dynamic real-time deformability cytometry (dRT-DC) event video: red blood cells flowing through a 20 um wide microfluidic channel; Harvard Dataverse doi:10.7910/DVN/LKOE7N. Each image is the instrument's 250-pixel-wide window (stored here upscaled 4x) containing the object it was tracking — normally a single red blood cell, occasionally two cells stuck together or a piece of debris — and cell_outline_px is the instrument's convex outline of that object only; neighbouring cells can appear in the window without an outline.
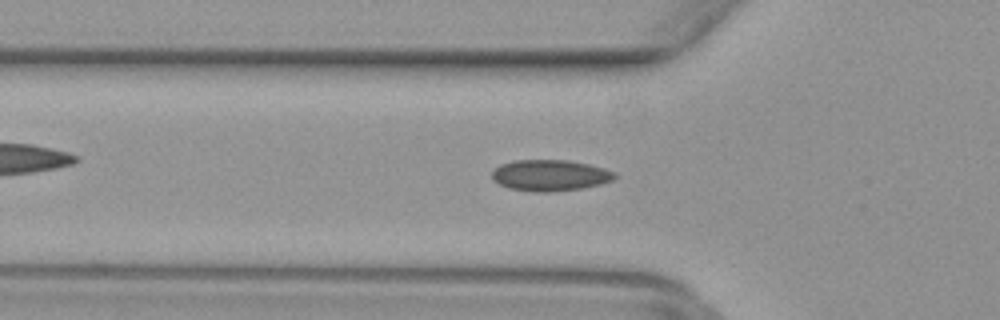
{"species": "common noctule bat (a hibernating species)", "species_latin": "Nyctalus noctula", "temperature_condition": "warm", "stored_images_in_passage": 48, "camera_frame_rate_fps": 3000, "um_per_image_px": 0.085, "animal": {"sex": "female", "body_mass_g": 29.2, "forearm_length_mm": 56.3}, "frame": {"image": 1, "passage_image": 16, "time_ms": 5.0, "image_size_px": [1000, 320], "cell_outline_px": [[616, 176], [612, 180], [600, 184], [580, 188], [548, 192], [536, 192], [508, 188], [492, 180], [492, 172], [500, 164], [512, 160], [568, 160], [588, 164], [604, 168], [616, 172]], "centroid_in_image_um": [46.73, 14.89], "position_along_channel_um": 79.1, "area_um2": 22.25}}
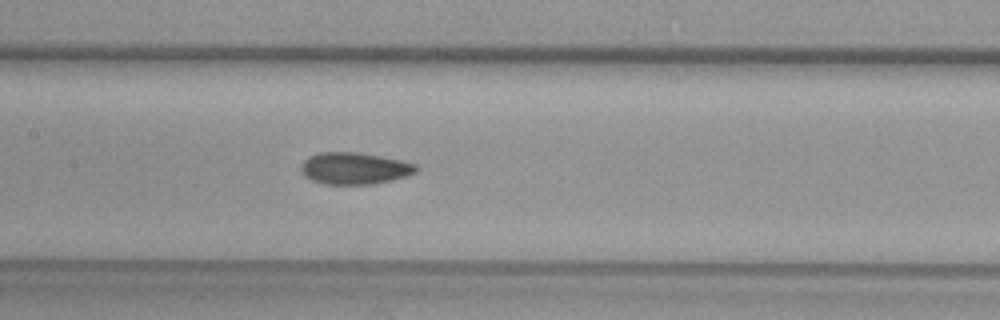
{"frame": {"image": 2, "passage_image": 23, "time_ms": 7.333, "image_size_px": [1000, 320], "cell_outline_px": [[420, 168], [416, 172], [408, 176], [392, 180], [372, 184], [324, 184], [312, 180], [304, 176], [300, 168], [304, 160], [308, 156], [320, 152], [360, 152], [404, 160], [416, 164]], "centroid_in_image_um": [30.17, 14.3], "position_along_channel_um": 177.2, "area_um2": 21.68}}
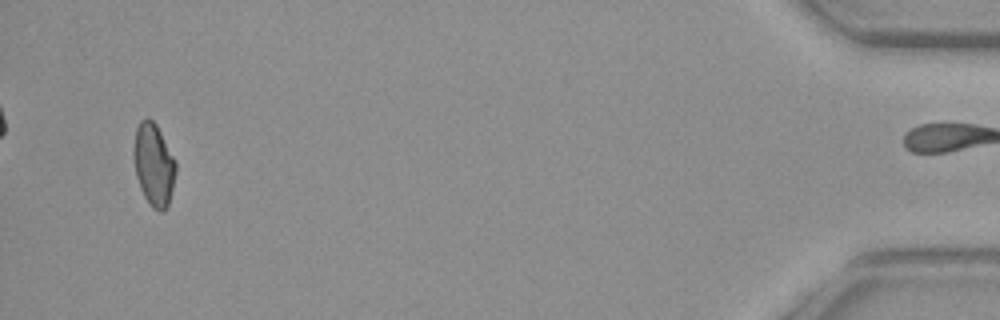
{"frame": {"image": 3, "passage_image": 47, "time_ms": 15.333, "image_size_px": [1000, 320], "cell_outline_px": [[176, 172], [168, 208], [164, 212], [160, 212], [152, 208], [144, 196], [140, 188], [136, 176], [132, 156], [132, 152], [136, 128], [140, 120], [144, 116], [148, 116], [156, 124], [176, 160]], "centroid_in_image_um": [13.06, 13.99], "position_along_channel_um": 422.1, "area_um2": 20.75}}